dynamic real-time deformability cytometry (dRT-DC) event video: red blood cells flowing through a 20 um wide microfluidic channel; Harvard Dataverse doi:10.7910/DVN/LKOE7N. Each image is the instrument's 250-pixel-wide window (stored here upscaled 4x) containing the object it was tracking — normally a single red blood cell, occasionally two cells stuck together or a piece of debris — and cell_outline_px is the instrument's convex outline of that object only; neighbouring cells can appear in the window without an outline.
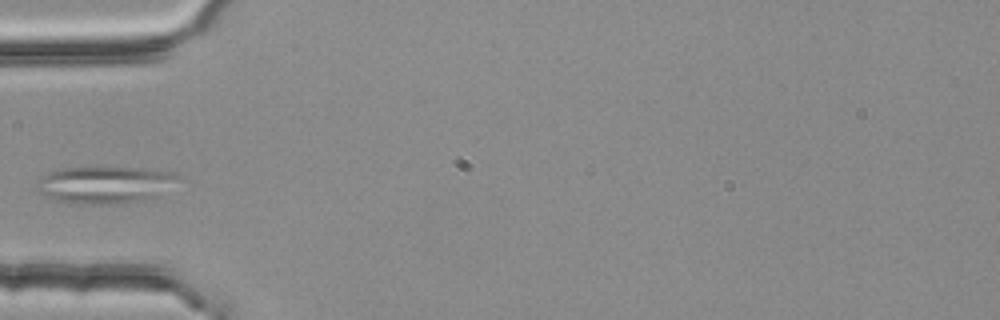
{"species": "common noctule bat (a hibernating species)", "species_latin": "Nyctalus noctula", "temperature_condition": "room temperature", "stored_images_in_passage": 4, "camera_frame_rate_fps": 3000, "um_per_image_px": 0.085, "animal": {"sex": "female", "body_mass_g": 25.1}, "frame": {"image": 1, "passage_image": 4, "time_ms": 1.0, "image_size_px": [1000, 320], "cell_outline_px": [[176, 176], [152, 196], [124, 204], [68, 204], [48, 200], [40, 192], [36, 184], [48, 172], [60, 168], [144, 168], [176, 172]], "centroid_in_image_um": [8.71, 15.72], "position_along_channel_um": 76.3, "area_um2": 29.77}}